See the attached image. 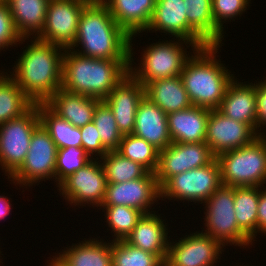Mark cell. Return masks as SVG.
Wrapping results in <instances>:
<instances>
[{
	"mask_svg": "<svg viewBox=\"0 0 266 266\" xmlns=\"http://www.w3.org/2000/svg\"><path fill=\"white\" fill-rule=\"evenodd\" d=\"M31 40L15 62L10 76L34 104L46 103L62 87L66 49L35 37Z\"/></svg>",
	"mask_w": 266,
	"mask_h": 266,
	"instance_id": "cell-1",
	"label": "cell"
},
{
	"mask_svg": "<svg viewBox=\"0 0 266 266\" xmlns=\"http://www.w3.org/2000/svg\"><path fill=\"white\" fill-rule=\"evenodd\" d=\"M130 39L106 6L100 0H91L80 14L76 39L70 49L92 58L130 59ZM79 45L81 50H75Z\"/></svg>",
	"mask_w": 266,
	"mask_h": 266,
	"instance_id": "cell-2",
	"label": "cell"
},
{
	"mask_svg": "<svg viewBox=\"0 0 266 266\" xmlns=\"http://www.w3.org/2000/svg\"><path fill=\"white\" fill-rule=\"evenodd\" d=\"M130 59L86 57L68 48L63 55L62 88L104 100L129 74Z\"/></svg>",
	"mask_w": 266,
	"mask_h": 266,
	"instance_id": "cell-3",
	"label": "cell"
},
{
	"mask_svg": "<svg viewBox=\"0 0 266 266\" xmlns=\"http://www.w3.org/2000/svg\"><path fill=\"white\" fill-rule=\"evenodd\" d=\"M221 46L198 48L184 65L180 76L193 106L218 109L229 83L235 78L216 58Z\"/></svg>",
	"mask_w": 266,
	"mask_h": 266,
	"instance_id": "cell-4",
	"label": "cell"
},
{
	"mask_svg": "<svg viewBox=\"0 0 266 266\" xmlns=\"http://www.w3.org/2000/svg\"><path fill=\"white\" fill-rule=\"evenodd\" d=\"M222 185L232 187L266 184V141L260 135L251 144L216 156Z\"/></svg>",
	"mask_w": 266,
	"mask_h": 266,
	"instance_id": "cell-5",
	"label": "cell"
},
{
	"mask_svg": "<svg viewBox=\"0 0 266 266\" xmlns=\"http://www.w3.org/2000/svg\"><path fill=\"white\" fill-rule=\"evenodd\" d=\"M174 39L173 41H158V43L147 46L142 52L140 67L137 66L134 69L132 67L134 52H132L133 48L130 47L129 73L143 86L156 79L180 76L184 65L190 58V53L185 48L183 49V46L189 44L187 47L191 45L193 51H196L199 47L195 43L181 38H176V42Z\"/></svg>",
	"mask_w": 266,
	"mask_h": 266,
	"instance_id": "cell-6",
	"label": "cell"
},
{
	"mask_svg": "<svg viewBox=\"0 0 266 266\" xmlns=\"http://www.w3.org/2000/svg\"><path fill=\"white\" fill-rule=\"evenodd\" d=\"M205 232L223 248L228 245L247 247L252 239L238 226L234 208V187L221 185L205 202ZM226 244V245H225Z\"/></svg>",
	"mask_w": 266,
	"mask_h": 266,
	"instance_id": "cell-7",
	"label": "cell"
},
{
	"mask_svg": "<svg viewBox=\"0 0 266 266\" xmlns=\"http://www.w3.org/2000/svg\"><path fill=\"white\" fill-rule=\"evenodd\" d=\"M40 124L38 104L20 117L0 124V166L8 179L24 162L32 134Z\"/></svg>",
	"mask_w": 266,
	"mask_h": 266,
	"instance_id": "cell-8",
	"label": "cell"
},
{
	"mask_svg": "<svg viewBox=\"0 0 266 266\" xmlns=\"http://www.w3.org/2000/svg\"><path fill=\"white\" fill-rule=\"evenodd\" d=\"M222 185L220 166L215 158L204 167L185 171L169 178L160 187L162 200L176 199L204 203ZM165 198V199H163Z\"/></svg>",
	"mask_w": 266,
	"mask_h": 266,
	"instance_id": "cell-9",
	"label": "cell"
},
{
	"mask_svg": "<svg viewBox=\"0 0 266 266\" xmlns=\"http://www.w3.org/2000/svg\"><path fill=\"white\" fill-rule=\"evenodd\" d=\"M57 147L48 131L40 124L33 132L26 158L9 181L19 186H32L44 179H55ZM39 181V182H38Z\"/></svg>",
	"mask_w": 266,
	"mask_h": 266,
	"instance_id": "cell-10",
	"label": "cell"
},
{
	"mask_svg": "<svg viewBox=\"0 0 266 266\" xmlns=\"http://www.w3.org/2000/svg\"><path fill=\"white\" fill-rule=\"evenodd\" d=\"M96 158L75 171L58 186L65 201L73 206L89 204L101 207L104 201L107 179L101 161Z\"/></svg>",
	"mask_w": 266,
	"mask_h": 266,
	"instance_id": "cell-11",
	"label": "cell"
},
{
	"mask_svg": "<svg viewBox=\"0 0 266 266\" xmlns=\"http://www.w3.org/2000/svg\"><path fill=\"white\" fill-rule=\"evenodd\" d=\"M91 0H50L46 22L37 39L70 48L76 39L80 14Z\"/></svg>",
	"mask_w": 266,
	"mask_h": 266,
	"instance_id": "cell-12",
	"label": "cell"
},
{
	"mask_svg": "<svg viewBox=\"0 0 266 266\" xmlns=\"http://www.w3.org/2000/svg\"><path fill=\"white\" fill-rule=\"evenodd\" d=\"M216 156L205 143H171L159 151L155 176L159 187L169 178L188 170L204 167Z\"/></svg>",
	"mask_w": 266,
	"mask_h": 266,
	"instance_id": "cell-13",
	"label": "cell"
},
{
	"mask_svg": "<svg viewBox=\"0 0 266 266\" xmlns=\"http://www.w3.org/2000/svg\"><path fill=\"white\" fill-rule=\"evenodd\" d=\"M160 200V187L155 173L122 183H107L106 194L101 206H128L143 214L153 213L151 206ZM153 204V205H152Z\"/></svg>",
	"mask_w": 266,
	"mask_h": 266,
	"instance_id": "cell-14",
	"label": "cell"
},
{
	"mask_svg": "<svg viewBox=\"0 0 266 266\" xmlns=\"http://www.w3.org/2000/svg\"><path fill=\"white\" fill-rule=\"evenodd\" d=\"M222 247L209 235L196 231L178 242L169 241L165 266H214L224 251Z\"/></svg>",
	"mask_w": 266,
	"mask_h": 266,
	"instance_id": "cell-15",
	"label": "cell"
},
{
	"mask_svg": "<svg viewBox=\"0 0 266 266\" xmlns=\"http://www.w3.org/2000/svg\"><path fill=\"white\" fill-rule=\"evenodd\" d=\"M259 135L248 125L223 115L218 109L210 110L205 143L212 153L218 154L251 144Z\"/></svg>",
	"mask_w": 266,
	"mask_h": 266,
	"instance_id": "cell-16",
	"label": "cell"
},
{
	"mask_svg": "<svg viewBox=\"0 0 266 266\" xmlns=\"http://www.w3.org/2000/svg\"><path fill=\"white\" fill-rule=\"evenodd\" d=\"M154 29V30H152ZM160 31L195 43L199 48L209 44L188 24L183 0H157L145 31Z\"/></svg>",
	"mask_w": 266,
	"mask_h": 266,
	"instance_id": "cell-17",
	"label": "cell"
},
{
	"mask_svg": "<svg viewBox=\"0 0 266 266\" xmlns=\"http://www.w3.org/2000/svg\"><path fill=\"white\" fill-rule=\"evenodd\" d=\"M145 89L130 73L103 100L111 109L122 135L132 134L138 105Z\"/></svg>",
	"mask_w": 266,
	"mask_h": 266,
	"instance_id": "cell-18",
	"label": "cell"
},
{
	"mask_svg": "<svg viewBox=\"0 0 266 266\" xmlns=\"http://www.w3.org/2000/svg\"><path fill=\"white\" fill-rule=\"evenodd\" d=\"M132 134L152 144L159 151L172 143L167 114L146 96L138 105Z\"/></svg>",
	"mask_w": 266,
	"mask_h": 266,
	"instance_id": "cell-19",
	"label": "cell"
},
{
	"mask_svg": "<svg viewBox=\"0 0 266 266\" xmlns=\"http://www.w3.org/2000/svg\"><path fill=\"white\" fill-rule=\"evenodd\" d=\"M160 214L148 213L138 220L131 234L126 238L130 245L155 254L164 264L168 256V228Z\"/></svg>",
	"mask_w": 266,
	"mask_h": 266,
	"instance_id": "cell-20",
	"label": "cell"
},
{
	"mask_svg": "<svg viewBox=\"0 0 266 266\" xmlns=\"http://www.w3.org/2000/svg\"><path fill=\"white\" fill-rule=\"evenodd\" d=\"M109 10L113 19L132 40L138 33L145 32L152 18L157 0H100ZM135 36V37H134Z\"/></svg>",
	"mask_w": 266,
	"mask_h": 266,
	"instance_id": "cell-21",
	"label": "cell"
},
{
	"mask_svg": "<svg viewBox=\"0 0 266 266\" xmlns=\"http://www.w3.org/2000/svg\"><path fill=\"white\" fill-rule=\"evenodd\" d=\"M234 79L229 83L218 110L233 120L248 124L257 133L256 84H243Z\"/></svg>",
	"mask_w": 266,
	"mask_h": 266,
	"instance_id": "cell-22",
	"label": "cell"
},
{
	"mask_svg": "<svg viewBox=\"0 0 266 266\" xmlns=\"http://www.w3.org/2000/svg\"><path fill=\"white\" fill-rule=\"evenodd\" d=\"M210 109L198 106L167 114L168 129L173 143L205 142Z\"/></svg>",
	"mask_w": 266,
	"mask_h": 266,
	"instance_id": "cell-23",
	"label": "cell"
},
{
	"mask_svg": "<svg viewBox=\"0 0 266 266\" xmlns=\"http://www.w3.org/2000/svg\"><path fill=\"white\" fill-rule=\"evenodd\" d=\"M100 99L69 92L59 88L46 104L61 118L75 127L92 122L94 112Z\"/></svg>",
	"mask_w": 266,
	"mask_h": 266,
	"instance_id": "cell-24",
	"label": "cell"
},
{
	"mask_svg": "<svg viewBox=\"0 0 266 266\" xmlns=\"http://www.w3.org/2000/svg\"><path fill=\"white\" fill-rule=\"evenodd\" d=\"M144 89L145 96L166 114L192 106L181 76L153 80Z\"/></svg>",
	"mask_w": 266,
	"mask_h": 266,
	"instance_id": "cell-25",
	"label": "cell"
},
{
	"mask_svg": "<svg viewBox=\"0 0 266 266\" xmlns=\"http://www.w3.org/2000/svg\"><path fill=\"white\" fill-rule=\"evenodd\" d=\"M50 0H6L15 28L22 38H36L44 28ZM35 34V35H34ZM34 35V36H33Z\"/></svg>",
	"mask_w": 266,
	"mask_h": 266,
	"instance_id": "cell-26",
	"label": "cell"
},
{
	"mask_svg": "<svg viewBox=\"0 0 266 266\" xmlns=\"http://www.w3.org/2000/svg\"><path fill=\"white\" fill-rule=\"evenodd\" d=\"M97 239H85L78 245L72 244L56 256L66 266H112L111 243Z\"/></svg>",
	"mask_w": 266,
	"mask_h": 266,
	"instance_id": "cell-27",
	"label": "cell"
},
{
	"mask_svg": "<svg viewBox=\"0 0 266 266\" xmlns=\"http://www.w3.org/2000/svg\"><path fill=\"white\" fill-rule=\"evenodd\" d=\"M40 123L48 131L57 149L82 147L80 127L56 114L46 103H38Z\"/></svg>",
	"mask_w": 266,
	"mask_h": 266,
	"instance_id": "cell-28",
	"label": "cell"
},
{
	"mask_svg": "<svg viewBox=\"0 0 266 266\" xmlns=\"http://www.w3.org/2000/svg\"><path fill=\"white\" fill-rule=\"evenodd\" d=\"M259 197V186L234 187V208L237 224L252 241H255L257 236Z\"/></svg>",
	"mask_w": 266,
	"mask_h": 266,
	"instance_id": "cell-29",
	"label": "cell"
},
{
	"mask_svg": "<svg viewBox=\"0 0 266 266\" xmlns=\"http://www.w3.org/2000/svg\"><path fill=\"white\" fill-rule=\"evenodd\" d=\"M0 72H2L0 73V124H3L23 115L34 103L16 84L10 74Z\"/></svg>",
	"mask_w": 266,
	"mask_h": 266,
	"instance_id": "cell-30",
	"label": "cell"
},
{
	"mask_svg": "<svg viewBox=\"0 0 266 266\" xmlns=\"http://www.w3.org/2000/svg\"><path fill=\"white\" fill-rule=\"evenodd\" d=\"M188 24L209 44L216 45L212 0H183Z\"/></svg>",
	"mask_w": 266,
	"mask_h": 266,
	"instance_id": "cell-31",
	"label": "cell"
},
{
	"mask_svg": "<svg viewBox=\"0 0 266 266\" xmlns=\"http://www.w3.org/2000/svg\"><path fill=\"white\" fill-rule=\"evenodd\" d=\"M103 166L107 183H122L144 177L149 171L141 164L134 162L117 151L99 158Z\"/></svg>",
	"mask_w": 266,
	"mask_h": 266,
	"instance_id": "cell-32",
	"label": "cell"
},
{
	"mask_svg": "<svg viewBox=\"0 0 266 266\" xmlns=\"http://www.w3.org/2000/svg\"><path fill=\"white\" fill-rule=\"evenodd\" d=\"M116 151L122 156L141 164L149 172H156L159 150L144 139L133 134L123 135Z\"/></svg>",
	"mask_w": 266,
	"mask_h": 266,
	"instance_id": "cell-33",
	"label": "cell"
},
{
	"mask_svg": "<svg viewBox=\"0 0 266 266\" xmlns=\"http://www.w3.org/2000/svg\"><path fill=\"white\" fill-rule=\"evenodd\" d=\"M105 209L104 213L109 228L114 234L112 241L126 240L131 234L132 230L137 225L138 220L143 216L140 210L128 207V206H101Z\"/></svg>",
	"mask_w": 266,
	"mask_h": 266,
	"instance_id": "cell-34",
	"label": "cell"
},
{
	"mask_svg": "<svg viewBox=\"0 0 266 266\" xmlns=\"http://www.w3.org/2000/svg\"><path fill=\"white\" fill-rule=\"evenodd\" d=\"M110 242L112 266H165L155 254L136 248L125 240Z\"/></svg>",
	"mask_w": 266,
	"mask_h": 266,
	"instance_id": "cell-35",
	"label": "cell"
},
{
	"mask_svg": "<svg viewBox=\"0 0 266 266\" xmlns=\"http://www.w3.org/2000/svg\"><path fill=\"white\" fill-rule=\"evenodd\" d=\"M92 121L99 132L103 147L107 151H116L123 135L118 130L111 109L103 100L97 104Z\"/></svg>",
	"mask_w": 266,
	"mask_h": 266,
	"instance_id": "cell-36",
	"label": "cell"
},
{
	"mask_svg": "<svg viewBox=\"0 0 266 266\" xmlns=\"http://www.w3.org/2000/svg\"><path fill=\"white\" fill-rule=\"evenodd\" d=\"M92 160L83 147H67L57 149L55 180L59 186L75 171L84 167Z\"/></svg>",
	"mask_w": 266,
	"mask_h": 266,
	"instance_id": "cell-37",
	"label": "cell"
},
{
	"mask_svg": "<svg viewBox=\"0 0 266 266\" xmlns=\"http://www.w3.org/2000/svg\"><path fill=\"white\" fill-rule=\"evenodd\" d=\"M251 0H212L213 21L216 24V45H220L224 34L226 20H234L246 11Z\"/></svg>",
	"mask_w": 266,
	"mask_h": 266,
	"instance_id": "cell-38",
	"label": "cell"
},
{
	"mask_svg": "<svg viewBox=\"0 0 266 266\" xmlns=\"http://www.w3.org/2000/svg\"><path fill=\"white\" fill-rule=\"evenodd\" d=\"M15 28L14 20L6 2H0V50L25 42Z\"/></svg>",
	"mask_w": 266,
	"mask_h": 266,
	"instance_id": "cell-39",
	"label": "cell"
},
{
	"mask_svg": "<svg viewBox=\"0 0 266 266\" xmlns=\"http://www.w3.org/2000/svg\"><path fill=\"white\" fill-rule=\"evenodd\" d=\"M80 132L82 135V147L90 157L92 156V158H94L93 155L95 154V157L98 155L102 158L108 153L102 145L99 132L93 121L80 127Z\"/></svg>",
	"mask_w": 266,
	"mask_h": 266,
	"instance_id": "cell-40",
	"label": "cell"
},
{
	"mask_svg": "<svg viewBox=\"0 0 266 266\" xmlns=\"http://www.w3.org/2000/svg\"><path fill=\"white\" fill-rule=\"evenodd\" d=\"M256 105L257 134L260 136L262 129L259 127L266 126V83L262 80L256 83Z\"/></svg>",
	"mask_w": 266,
	"mask_h": 266,
	"instance_id": "cell-41",
	"label": "cell"
},
{
	"mask_svg": "<svg viewBox=\"0 0 266 266\" xmlns=\"http://www.w3.org/2000/svg\"><path fill=\"white\" fill-rule=\"evenodd\" d=\"M257 232H262L266 235V187H263V190L260 189L257 213Z\"/></svg>",
	"mask_w": 266,
	"mask_h": 266,
	"instance_id": "cell-42",
	"label": "cell"
},
{
	"mask_svg": "<svg viewBox=\"0 0 266 266\" xmlns=\"http://www.w3.org/2000/svg\"><path fill=\"white\" fill-rule=\"evenodd\" d=\"M11 201L5 196L0 195V221L5 219L11 211Z\"/></svg>",
	"mask_w": 266,
	"mask_h": 266,
	"instance_id": "cell-43",
	"label": "cell"
},
{
	"mask_svg": "<svg viewBox=\"0 0 266 266\" xmlns=\"http://www.w3.org/2000/svg\"><path fill=\"white\" fill-rule=\"evenodd\" d=\"M47 266H66L56 255L51 259Z\"/></svg>",
	"mask_w": 266,
	"mask_h": 266,
	"instance_id": "cell-44",
	"label": "cell"
},
{
	"mask_svg": "<svg viewBox=\"0 0 266 266\" xmlns=\"http://www.w3.org/2000/svg\"><path fill=\"white\" fill-rule=\"evenodd\" d=\"M261 136L264 138V140L266 141V136H265V134H264V131H263V133L261 134Z\"/></svg>",
	"mask_w": 266,
	"mask_h": 266,
	"instance_id": "cell-45",
	"label": "cell"
}]
</instances>
